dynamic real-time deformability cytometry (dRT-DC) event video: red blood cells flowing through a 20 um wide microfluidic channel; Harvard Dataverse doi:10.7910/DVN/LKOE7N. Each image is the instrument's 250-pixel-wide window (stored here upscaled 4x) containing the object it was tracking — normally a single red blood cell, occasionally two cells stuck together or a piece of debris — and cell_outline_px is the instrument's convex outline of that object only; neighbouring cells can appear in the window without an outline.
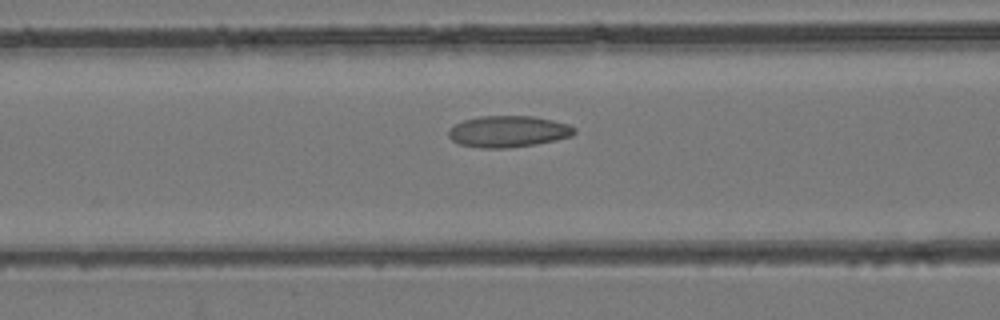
{"species": "common noctule bat (a hibernating species)", "species_latin": "Nyctalus noctula", "temperature_condition": "room temperature", "stored_images_in_passage": 38, "camera_frame_rate_fps": 3000, "um_per_image_px": 0.085, "animal": {"sex": "female", "body_mass_g": 24.6, "forearm_length_mm": 56.2}, "frame": {"image": 1, "passage_image": 11, "time_ms": 3.333, "image_size_px": [1000, 320], "cell_outline_px": [[576, 132], [572, 136], [556, 140], [536, 144], [508, 148], [480, 148], [460, 144], [452, 140], [448, 136], [448, 128], [464, 120], [480, 116], [532, 116], [552, 120], [568, 124], [576, 128]], "centroid_in_image_um": [43.2, 11.18], "position_along_channel_um": 123.4, "area_um2": 23.12}}
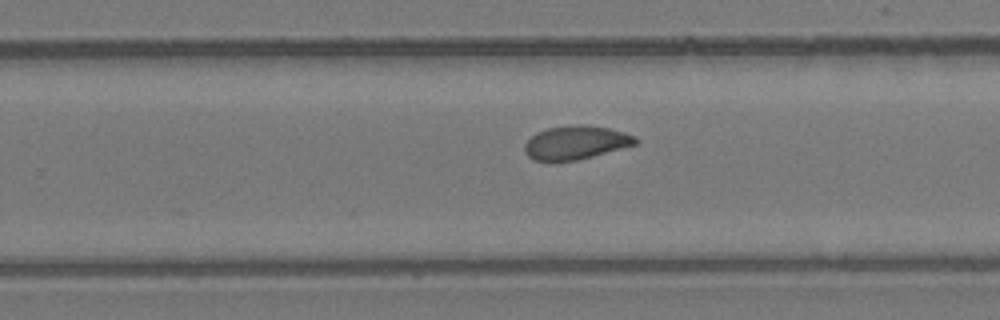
{"frame": {"image": 2, "passage_image": 22, "time_ms": 7.0, "image_size_px": [1000, 320], "cell_outline_px": [[640, 140], [636, 144], [592, 156], [576, 160], [536, 160], [528, 156], [524, 152], [524, 144], [536, 132], [548, 128], [576, 124], [580, 124], [608, 128], [624, 132], [636, 136]], "centroid_in_image_um": [48.95, 12.1], "position_along_channel_um": 280.8, "area_um2": 21.44}}
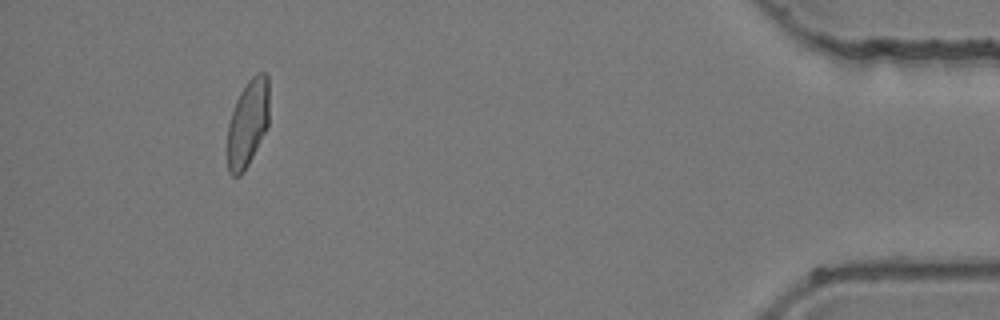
{"frame": {"image": 3, "passage_image": 36, "time_ms": 11.667, "image_size_px": [1000, 320], "cell_outline_px": [[268, 128], [244, 172], [240, 176], [232, 176], [228, 172], [228, 124], [236, 100], [240, 92], [248, 80], [256, 72], [264, 72], [268, 76]], "centroid_in_image_um": [21.07, 10.47], "position_along_channel_um": 414.1, "area_um2": 21.33}}